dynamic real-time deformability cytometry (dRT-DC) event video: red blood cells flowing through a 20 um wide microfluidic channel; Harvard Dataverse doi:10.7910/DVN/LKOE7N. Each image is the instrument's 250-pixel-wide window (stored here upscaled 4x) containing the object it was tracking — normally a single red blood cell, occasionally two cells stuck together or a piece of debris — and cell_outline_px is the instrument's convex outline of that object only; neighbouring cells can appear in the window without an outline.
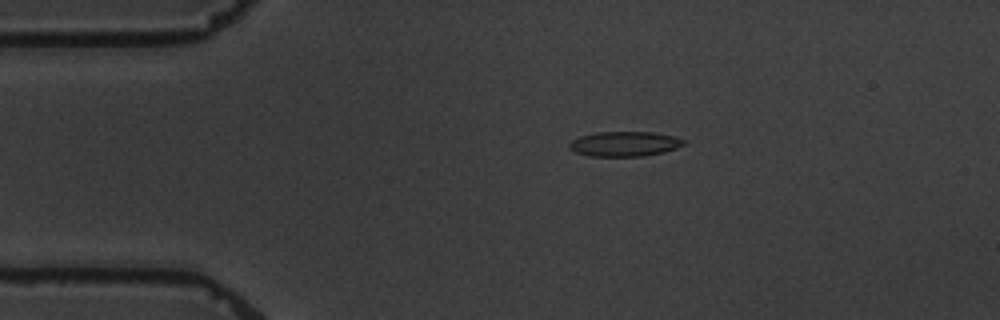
{"species": "common noctule bat (a hibernating species)", "species_latin": "Nyctalus noctula", "temperature_condition": "warm", "stored_images_in_passage": 9, "camera_frame_rate_fps": 3000, "um_per_image_px": 0.085, "animal": {"sex": "male", "body_mass_g": 19.5, "forearm_length_mm": 54.6}, "frame": {"image": 1, "passage_image": 1, "time_ms": 0.0, "image_size_px": [1000, 320], "cell_outline_px": [[688, 144], [664, 152], [644, 156], [588, 156], [576, 152], [568, 148], [568, 144], [572, 140], [580, 136], [596, 132], [652, 132], [676, 136], [688, 140]], "centroid_in_image_um": [53.14, 12.23], "position_along_channel_um": 31.9, "area_um2": 16.88}}
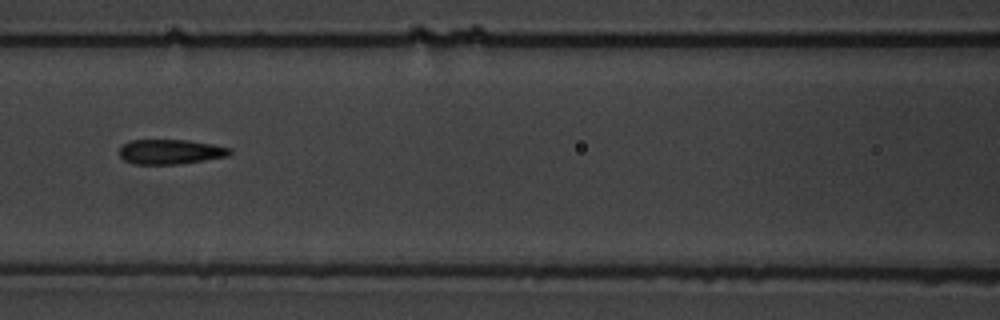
{"frame": {"image": 2, "passage_image": 5, "time_ms": 4.667, "image_size_px": [1000, 320], "cell_outline_px": [[232, 152], [228, 156], [180, 164], [132, 164], [124, 160], [120, 156], [120, 148], [124, 144], [132, 140], [188, 140], [212, 144], [232, 148]], "centroid_in_image_um": [14.5, 12.9], "position_along_channel_um": 152.1, "area_um2": 15.95}}
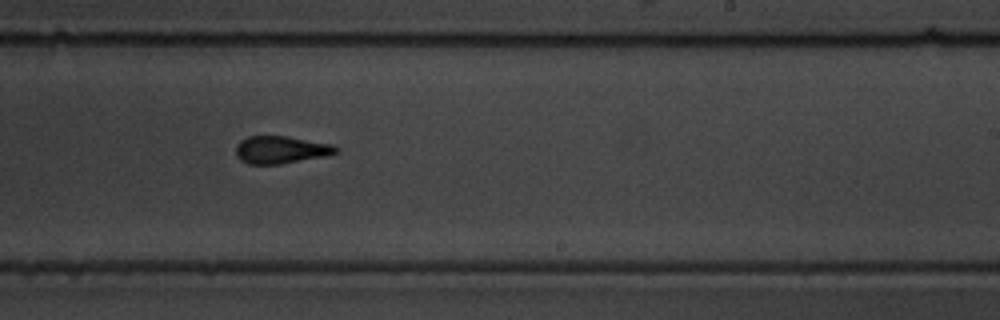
{"frame": {"image": 3, "passage_image": 8, "time_ms": 8.0, "image_size_px": [1000, 320], "cell_outline_px": [[340, 152], [328, 156], [280, 164], [248, 164], [240, 160], [236, 156], [236, 144], [240, 140], [248, 136], [288, 136], [332, 144], [340, 148]], "centroid_in_image_um": [23.9, 12.73], "position_along_channel_um": 265.1, "area_um2": 16.36}}